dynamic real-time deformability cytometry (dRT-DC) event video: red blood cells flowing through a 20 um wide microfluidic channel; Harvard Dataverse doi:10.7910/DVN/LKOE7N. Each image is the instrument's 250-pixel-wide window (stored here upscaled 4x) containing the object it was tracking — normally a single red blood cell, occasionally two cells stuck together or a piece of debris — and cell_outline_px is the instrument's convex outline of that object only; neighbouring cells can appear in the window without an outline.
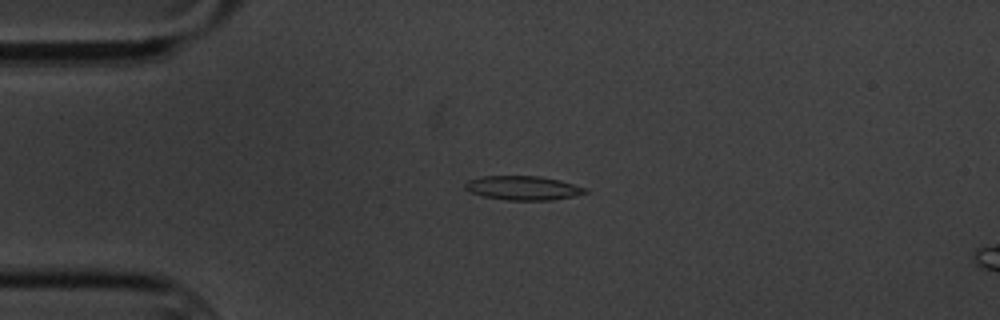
{"species": "common noctule bat (a hibernating species)", "species_latin": "Nyctalus noctula", "temperature_condition": "cold", "stored_images_in_passage": 6, "camera_frame_rate_fps": 3000, "um_per_image_px": 0.085, "animal": {"sex": "male", "body_mass_g": 20.1, "forearm_length_mm": 53.5}, "frame": {"image": 1, "passage_image": 4, "time_ms": 4.333, "image_size_px": [1000, 320], "cell_outline_px": [[588, 192], [576, 196], [552, 200], [508, 200], [484, 196], [472, 192], [464, 188], [464, 184], [468, 180], [480, 176], [540, 176], [560, 180], [588, 188]], "centroid_in_image_um": [44.5, 15.97], "position_along_channel_um": 40.5, "area_um2": 16.94}}
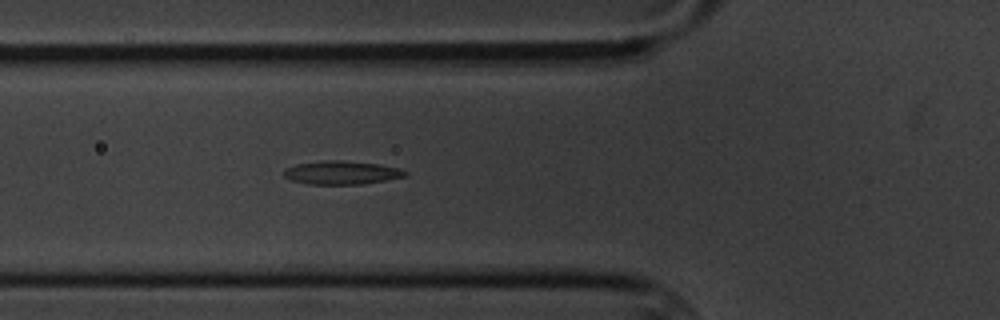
{"frame": {"image": 2, "passage_image": 6, "time_ms": 6.667, "image_size_px": [1000, 320], "cell_outline_px": [[408, 176], [364, 184], [308, 184], [292, 180], [284, 176], [284, 168], [296, 164], [320, 160], [340, 160], [380, 164], [400, 168], [408, 172]], "centroid_in_image_um": [29.06, 14.66], "position_along_channel_um": 96.7, "area_um2": 16.76}}